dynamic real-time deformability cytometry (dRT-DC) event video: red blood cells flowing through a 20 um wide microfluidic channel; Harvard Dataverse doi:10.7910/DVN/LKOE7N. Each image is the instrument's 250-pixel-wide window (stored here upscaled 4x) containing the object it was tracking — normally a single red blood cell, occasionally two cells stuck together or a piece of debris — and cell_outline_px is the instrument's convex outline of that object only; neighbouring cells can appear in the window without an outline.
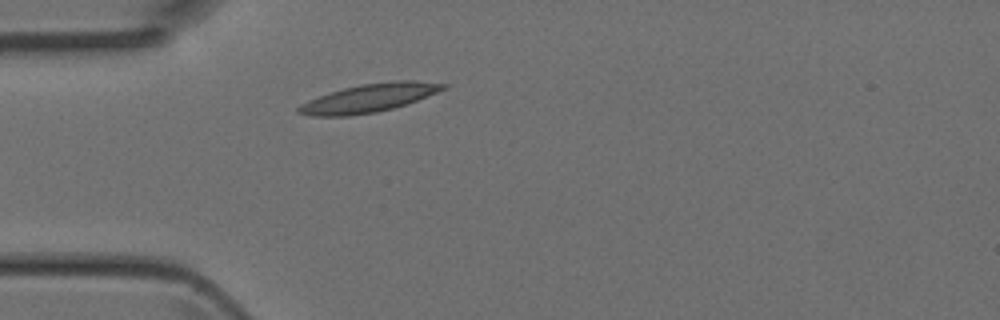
{"species": "Egyptian fruit bat (a non-hibernating species)", "species_latin": "Rousettus aegyptiacus", "temperature_condition": "room temperature", "stored_images_in_passage": 1, "camera_frame_rate_fps": 3000, "um_per_image_px": 0.085, "animal": {"sex": "female"}, "frame": {"image": 1, "passage_image": 1, "time_ms": 0.0, "image_size_px": [1000, 320], "cell_outline_px": [[448, 88], [416, 100], [392, 108], [376, 112], [348, 116], [308, 116], [296, 112], [296, 108], [300, 104], [308, 100], [328, 92], [360, 84], [396, 80], [412, 80], [448, 84]], "centroid_in_image_um": [31.32, 8.33], "position_along_channel_um": 53.7, "area_um2": 23.87}}